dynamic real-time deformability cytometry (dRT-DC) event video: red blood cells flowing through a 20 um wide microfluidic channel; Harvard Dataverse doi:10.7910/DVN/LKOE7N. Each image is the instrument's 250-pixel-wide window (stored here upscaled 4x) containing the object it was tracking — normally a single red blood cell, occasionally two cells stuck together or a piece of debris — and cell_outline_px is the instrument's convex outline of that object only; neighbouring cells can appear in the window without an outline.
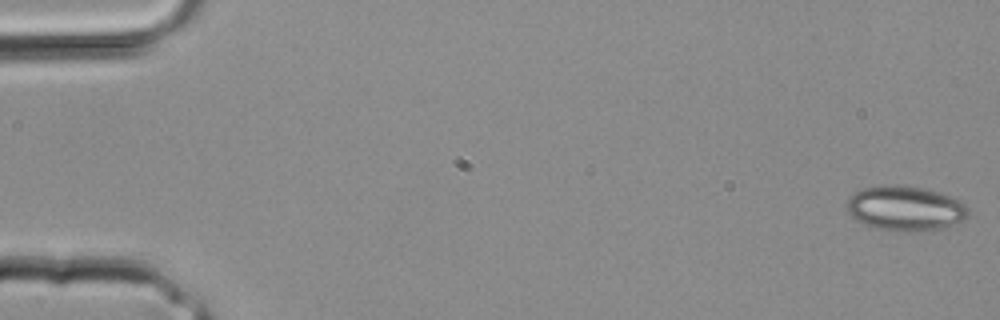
{"species": "common noctule bat (a hibernating species)", "species_latin": "Nyctalus noctula", "temperature_condition": "room temperature", "stored_images_in_passage": 4, "camera_frame_rate_fps": 3000, "um_per_image_px": 0.085, "animal": {"sex": "male", "body_mass_g": 20.4}, "frame": {"image": 1, "passage_image": 1, "time_ms": 0.0, "image_size_px": [1000, 320], "cell_outline_px": [[968, 216], [944, 228], [904, 232], [876, 228], [856, 220], [848, 212], [844, 204], [856, 192], [864, 188], [884, 184], [892, 184], [924, 188], [960, 200], [968, 208]], "centroid_in_image_um": [76.92, 17.7], "position_along_channel_um": 8.1, "area_um2": 31.44}}
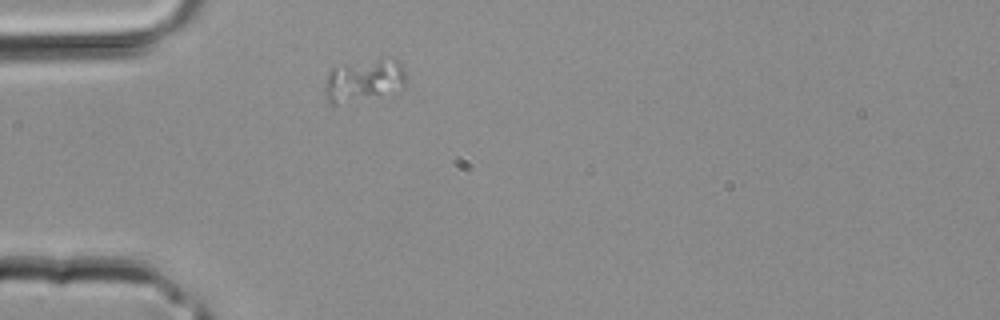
{"frame": {"image": 2, "passage_image": 4, "time_ms": 1.0, "image_size_px": [1000, 320], "cell_outline_px": [[408, 80], [404, 88], [400, 92], [336, 104], [332, 104], [328, 100], [324, 92], [324, 84], [328, 72], [332, 68], [344, 64], [392, 56], [404, 64]], "centroid_in_image_um": [31.03, 6.8], "position_along_channel_um": 54.0, "area_um2": 20.98}}